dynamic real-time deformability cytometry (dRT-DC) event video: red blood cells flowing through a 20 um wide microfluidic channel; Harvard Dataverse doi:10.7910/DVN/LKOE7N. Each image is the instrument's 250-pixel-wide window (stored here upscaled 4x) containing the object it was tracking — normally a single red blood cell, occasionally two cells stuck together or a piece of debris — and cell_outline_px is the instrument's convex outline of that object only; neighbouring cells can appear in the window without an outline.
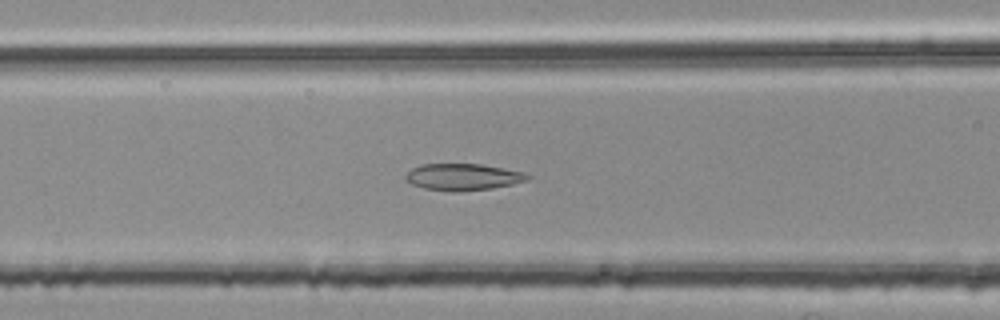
{"species": "common noctule bat (a hibernating species)", "species_latin": "Nyctalus noctula", "temperature_condition": "room temperature", "stored_images_in_passage": 44, "segment_of_instrument_passage": [2, 2], "camera_frame_rate_fps": 3000, "um_per_image_px": 0.085, "animal": {"sex": "female", "body_mass_g": 25.1}, "frame": {"image": 1, "passage_image": 22, "time_ms": 7.0, "image_size_px": [1000, 320], "cell_outline_px": [[532, 176], [528, 180], [512, 184], [492, 188], [424, 188], [412, 184], [404, 180], [404, 176], [412, 168], [420, 164], [480, 164], [504, 168], [524, 172]], "centroid_in_image_um": [39.37, 14.98], "position_along_channel_um": 127.2, "area_um2": 18.03}}
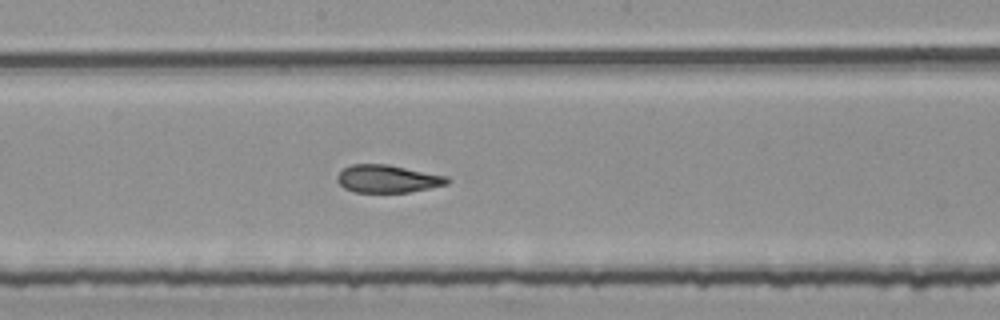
{"frame": {"image": 2, "passage_image": 29, "time_ms": 9.333, "image_size_px": [1000, 320], "cell_outline_px": [[452, 180], [448, 184], [408, 192], [352, 192], [344, 188], [336, 180], [336, 176], [344, 168], [352, 164], [388, 164], [448, 176]], "centroid_in_image_um": [32.95, 15.19], "position_along_channel_um": 215.2, "area_um2": 17.86}}
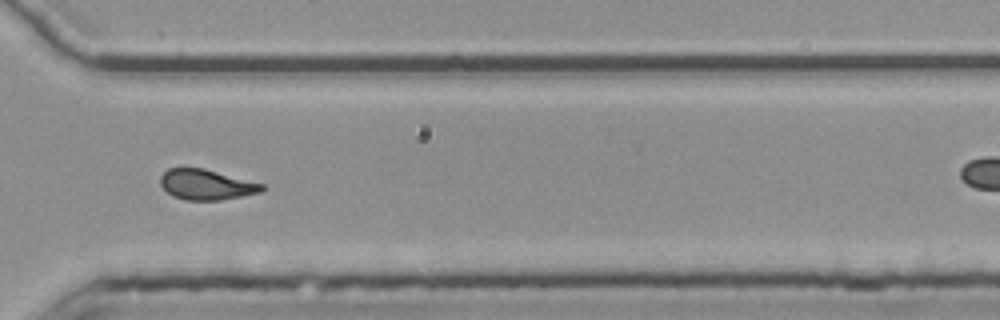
{"frame": {"image": 3, "passage_image": 40, "time_ms": 13.0, "image_size_px": [1000, 320], "cell_outline_px": [[264, 188], [260, 192], [220, 200], [184, 200], [172, 196], [160, 184], [160, 176], [168, 168], [204, 168], [264, 184]], "centroid_in_image_um": [17.51, 15.69], "position_along_channel_um": 353.1, "area_um2": 17.86}}